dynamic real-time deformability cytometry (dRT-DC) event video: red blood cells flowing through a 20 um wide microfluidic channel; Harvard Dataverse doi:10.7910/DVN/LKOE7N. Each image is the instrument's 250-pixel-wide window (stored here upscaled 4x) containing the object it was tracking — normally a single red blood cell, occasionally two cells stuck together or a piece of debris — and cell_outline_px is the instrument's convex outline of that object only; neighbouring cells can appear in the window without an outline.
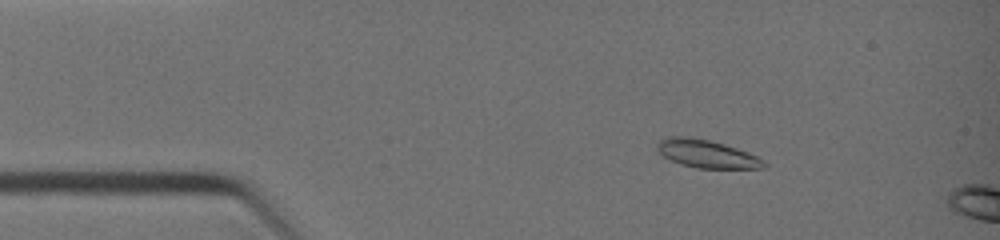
{"species": "common noctule bat (a hibernating species)", "species_latin": "Nyctalus noctula", "temperature_condition": "warm", "stored_images_in_passage": 9, "camera_frame_rate_fps": 3000, "um_per_image_px": 0.085, "animal": {"sex": "female", "body_mass_g": 19.0, "forearm_length_mm": 51.5}, "frame": {"image": 1, "passage_image": 6, "time_ms": 1.667, "image_size_px": [1000, 240], "cell_outline_px": [[768, 164], [764, 168], [696, 168], [680, 164], [664, 156], [656, 148], [656, 144], [664, 136], [692, 136], [724, 144], [748, 152], [764, 160]], "centroid_in_image_um": [60.05, 13.06], "position_along_channel_um": 24.9, "area_um2": 17.46}}